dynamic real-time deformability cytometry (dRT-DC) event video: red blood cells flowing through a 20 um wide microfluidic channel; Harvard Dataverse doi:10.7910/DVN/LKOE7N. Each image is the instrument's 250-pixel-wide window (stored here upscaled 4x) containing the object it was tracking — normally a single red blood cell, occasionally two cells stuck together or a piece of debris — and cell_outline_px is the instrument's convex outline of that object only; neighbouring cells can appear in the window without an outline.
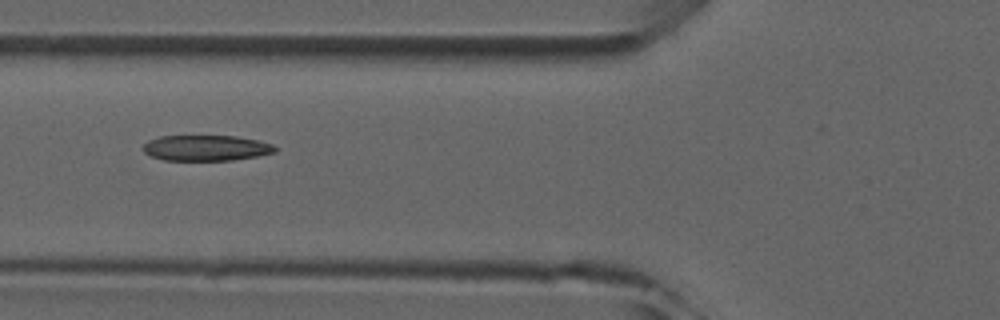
{"species": "common noctule bat (a hibernating species)", "species_latin": "Nyctalus noctula", "temperature_condition": "room temperature", "stored_images_in_passage": 5, "camera_frame_rate_fps": 3000, "um_per_image_px": 0.085, "animal": {"sex": "male", "forearm_length_mm": 52.5}, "frame": {"image": 1, "passage_image": 5, "time_ms": 4.667, "image_size_px": [1000, 320], "cell_outline_px": [[276, 152], [256, 156], [232, 160], [164, 160], [152, 156], [144, 152], [144, 144], [148, 140], [160, 136], [236, 136], [256, 140], [272, 144], [276, 148]], "centroid_in_image_um": [17.51, 12.57], "position_along_channel_um": 108.3, "area_um2": 19.54}}